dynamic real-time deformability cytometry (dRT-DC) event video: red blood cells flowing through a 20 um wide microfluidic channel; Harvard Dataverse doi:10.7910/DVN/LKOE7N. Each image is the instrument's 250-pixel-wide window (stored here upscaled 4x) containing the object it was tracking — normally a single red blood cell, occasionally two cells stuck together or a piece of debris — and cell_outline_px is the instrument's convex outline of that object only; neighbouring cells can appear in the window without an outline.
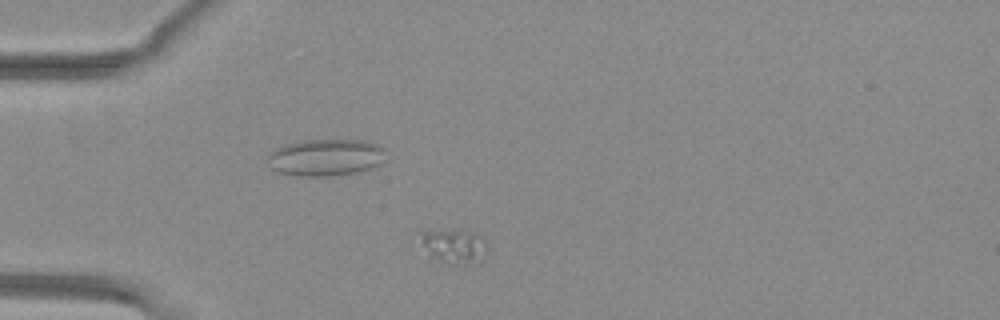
{"species": "common noctule bat (a hibernating species)", "species_latin": "Nyctalus noctula", "temperature_condition": "warm", "stored_images_in_passage": 42, "camera_frame_rate_fps": 3000, "um_per_image_px": 0.085, "animal": {"sex": "female", "body_mass_g": 29.2, "forearm_length_mm": 56.3}, "frame": {"image": 1, "passage_image": 4, "time_ms": 1.0, "image_size_px": [1000, 320], "cell_outline_px": [[488, 252], [484, 260], [476, 268], [452, 268], [428, 256], [412, 236], [412, 232], [476, 232], [488, 244]], "centroid_in_image_um": [38.57, 21.08], "position_along_channel_um": 46.4, "area_um2": 15.09}}
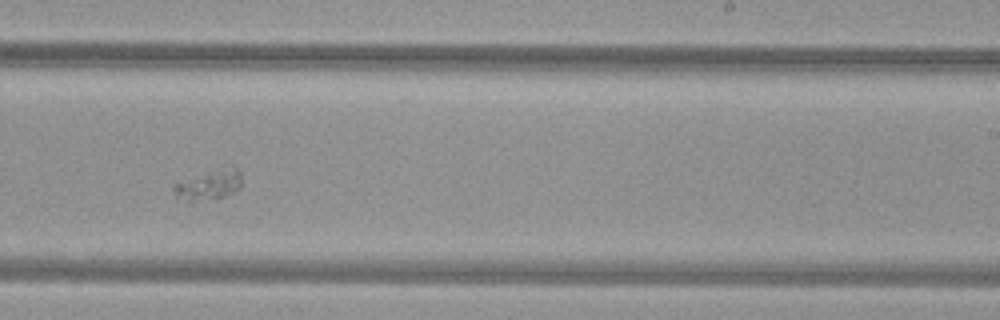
{"frame": {"image": 2, "passage_image": 23, "time_ms": 7.333, "image_size_px": [1000, 320], "cell_outline_px": [[240, 188], [224, 196], [192, 204], [184, 204], [172, 192], [172, 184], [236, 168], [240, 172]], "centroid_in_image_um": [17.64, 15.89], "position_along_channel_um": 271.4, "area_um2": 11.1}}
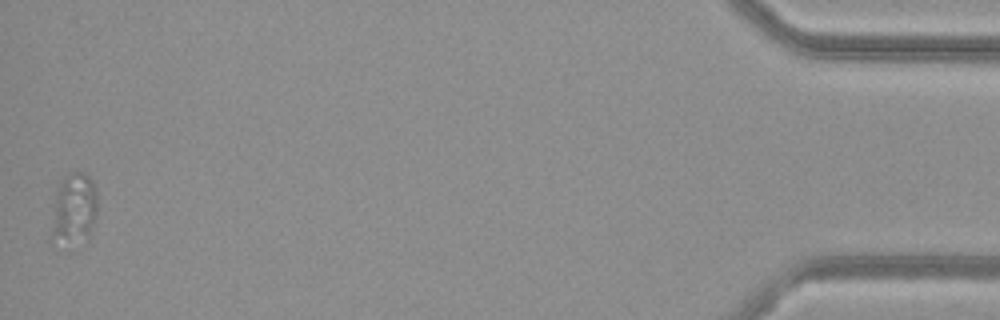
{"frame": {"image": 3, "passage_image": 42, "time_ms": 13.667, "image_size_px": [1000, 320], "cell_outline_px": [[96, 212], [88, 240], [52, 236], [52, 228], [56, 188], [60, 180], [72, 172], [84, 172], [92, 180], [96, 188]], "centroid_in_image_um": [6.33, 17.58], "position_along_channel_um": 428.9, "area_um2": 17.98}}